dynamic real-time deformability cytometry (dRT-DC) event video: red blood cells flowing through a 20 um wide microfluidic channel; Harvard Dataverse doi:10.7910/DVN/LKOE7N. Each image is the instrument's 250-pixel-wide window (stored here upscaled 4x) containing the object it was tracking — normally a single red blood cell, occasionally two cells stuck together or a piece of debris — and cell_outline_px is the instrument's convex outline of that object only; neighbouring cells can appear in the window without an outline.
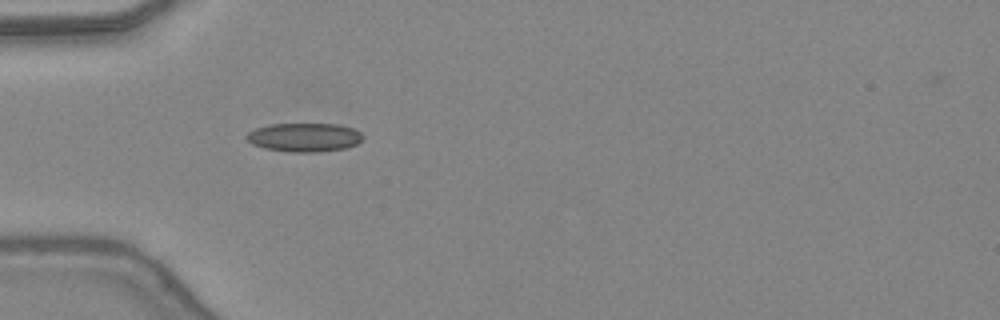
{"species": "common noctule bat (a hibernating species)", "species_latin": "Nyctalus noctula", "temperature_condition": "warm", "stored_images_in_passage": 4, "camera_frame_rate_fps": 3000, "um_per_image_px": 0.085, "animal": {"sex": "female", "body_mass_g": 24.6, "forearm_length_mm": 56.2}, "frame": {"image": 1, "passage_image": 1, "time_ms": 0.0, "image_size_px": [1000, 320], "cell_outline_px": [[364, 136], [356, 144], [344, 148], [316, 152], [292, 152], [264, 148], [252, 144], [244, 136], [248, 132], [256, 128], [272, 124], [340, 124], [352, 128], [360, 132]], "centroid_in_image_um": [25.85, 11.67], "position_along_channel_um": 59.2, "area_um2": 19.36}}